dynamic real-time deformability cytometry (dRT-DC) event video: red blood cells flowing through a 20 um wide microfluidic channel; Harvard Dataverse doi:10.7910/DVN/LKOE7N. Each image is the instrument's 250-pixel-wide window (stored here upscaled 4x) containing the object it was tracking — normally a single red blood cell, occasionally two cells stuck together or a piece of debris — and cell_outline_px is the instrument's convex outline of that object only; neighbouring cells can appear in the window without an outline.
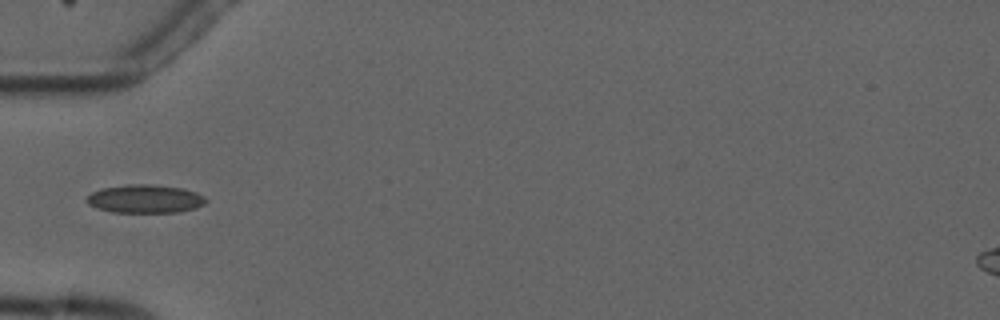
{"species": "common noctule bat (a hibernating species)", "species_latin": "Nyctalus noctula", "temperature_condition": "cold", "stored_images_in_passage": 2, "camera_frame_rate_fps": 3000, "um_per_image_px": 0.085, "animal": {"sex": "male", "forearm_length_mm": 52.5}, "frame": {"image": 1, "passage_image": 2, "time_ms": 1.0, "image_size_px": [1000, 320], "cell_outline_px": [[208, 200], [204, 204], [196, 208], [180, 212], [112, 212], [96, 208], [88, 204], [88, 196], [92, 192], [100, 188], [128, 184], [152, 184], [184, 188], [196, 192], [204, 196]], "centroid_in_image_um": [12.36, 16.89], "position_along_channel_um": 72.6, "area_um2": 19.83}}